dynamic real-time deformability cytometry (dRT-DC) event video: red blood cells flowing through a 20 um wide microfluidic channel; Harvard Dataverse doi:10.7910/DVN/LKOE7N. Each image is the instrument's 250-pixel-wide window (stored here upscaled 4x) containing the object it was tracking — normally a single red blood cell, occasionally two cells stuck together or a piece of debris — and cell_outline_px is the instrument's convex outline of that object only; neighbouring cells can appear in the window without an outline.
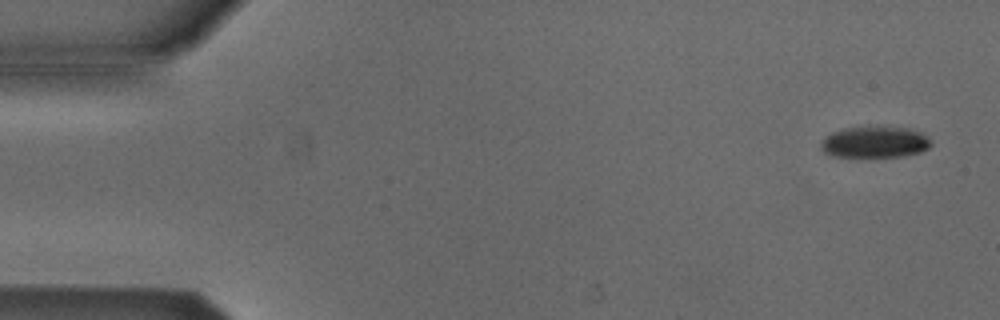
{"species": "Egyptian fruit bat (a non-hibernating species)", "species_latin": "Rousettus aegyptiacus", "temperature_condition": "cold", "stored_images_in_passage": 4, "camera_frame_rate_fps": 3000, "um_per_image_px": 0.085, "animal": {"sex": "male"}, "frame": {"image": 1, "passage_image": 1, "time_ms": 0.0, "image_size_px": [1000, 320], "cell_outline_px": [[932, 144], [928, 148], [920, 152], [900, 156], [832, 156], [824, 152], [820, 148], [820, 144], [824, 136], [832, 132], [844, 128], [908, 128], [920, 132]], "centroid_in_image_um": [74.3, 12.09], "position_along_channel_um": 10.7, "area_um2": 19.54}}